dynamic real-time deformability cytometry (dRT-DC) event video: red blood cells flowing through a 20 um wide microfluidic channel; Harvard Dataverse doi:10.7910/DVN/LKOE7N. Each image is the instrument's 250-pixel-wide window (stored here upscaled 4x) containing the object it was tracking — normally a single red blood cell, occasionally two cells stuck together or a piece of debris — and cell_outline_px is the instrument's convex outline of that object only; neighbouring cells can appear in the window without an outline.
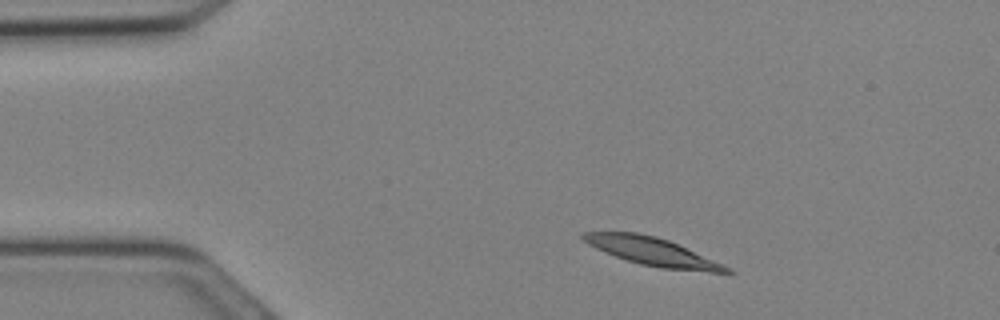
{"species": "Egyptian fruit bat (a non-hibernating species)", "species_latin": "Rousettus aegyptiacus", "temperature_condition": "cold", "stored_images_in_passage": 20, "camera_frame_rate_fps": 3000, "um_per_image_px": 0.085, "animal": {"sex": "female"}, "frame": {"image": 1, "passage_image": 3, "time_ms": 0.667, "image_size_px": [1000, 320], "cell_outline_px": [[736, 272], [712, 272], [660, 268], [640, 264], [604, 252], [588, 244], [580, 236], [580, 232], [636, 232], [656, 236], [668, 240], [732, 268]], "centroid_in_image_um": [55.43, 21.38], "position_along_channel_um": 29.6, "area_um2": 23.12}}
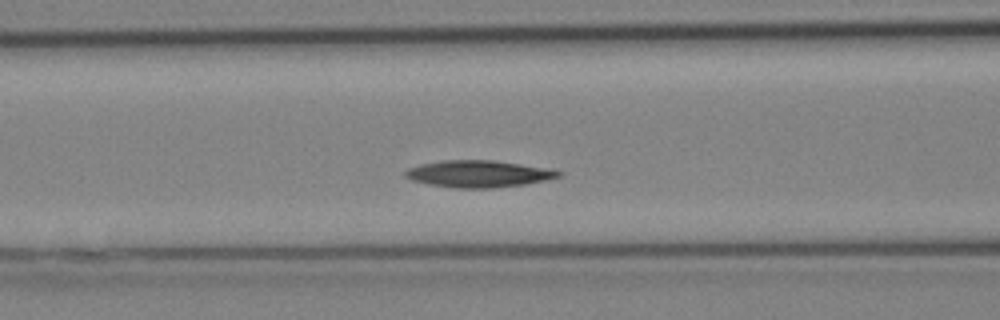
{"frame": {"image": 2, "passage_image": 10, "time_ms": 3.0, "image_size_px": [1000, 320], "cell_outline_px": [[564, 172], [560, 176], [544, 180], [524, 184], [492, 188], [456, 188], [428, 184], [412, 180], [404, 176], [404, 172], [408, 168], [420, 164], [444, 160], [492, 160], [548, 168]], "centroid_in_image_um": [40.64, 14.77], "position_along_channel_um": 126.0, "area_um2": 23.87}}
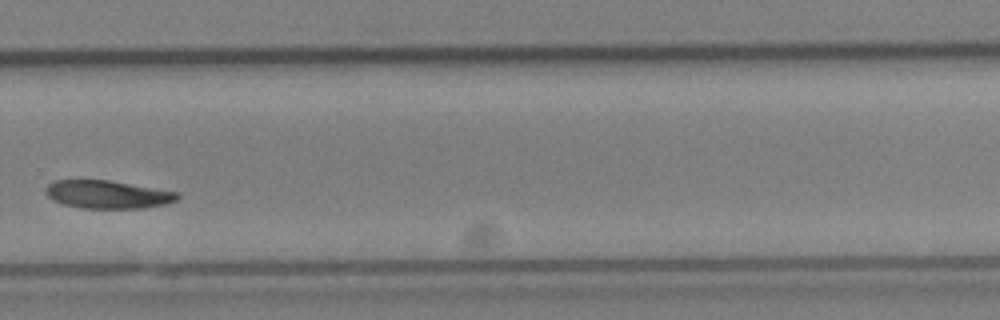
{"frame": {"image": 3, "passage_image": 19, "time_ms": 6.0, "image_size_px": [1000, 320], "cell_outline_px": [[180, 196], [176, 200], [164, 204], [144, 208], [80, 208], [64, 204], [52, 200], [44, 192], [44, 188], [48, 184], [56, 180], [108, 180], [180, 192]], "centroid_in_image_um": [9.13, 16.52], "position_along_channel_um": 320.7, "area_um2": 21.56}}